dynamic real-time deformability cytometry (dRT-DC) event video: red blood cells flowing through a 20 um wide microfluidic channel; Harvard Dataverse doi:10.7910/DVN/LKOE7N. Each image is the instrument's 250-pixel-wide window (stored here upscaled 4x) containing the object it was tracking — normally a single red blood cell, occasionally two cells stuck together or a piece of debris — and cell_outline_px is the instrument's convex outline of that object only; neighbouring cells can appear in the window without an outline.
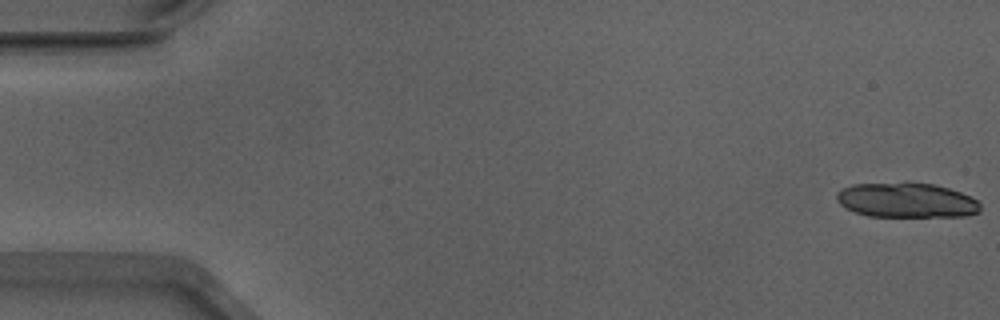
{"species": "Egyptian fruit bat (a non-hibernating species)", "species_latin": "Rousettus aegyptiacus", "temperature_condition": "warm", "stored_images_in_passage": 16, "camera_frame_rate_fps": 3000, "um_per_image_px": 0.085, "animal": {"sex": "male"}, "frame": {"image": 1, "passage_image": 1, "time_ms": 0.0, "image_size_px": [1000, 320], "cell_outline_px": [[980, 212], [968, 216], [868, 216], [844, 208], [836, 200], [836, 192], [852, 184], [936, 184], [960, 192], [976, 200], [980, 204]], "centroid_in_image_um": [77.04, 17.04], "position_along_channel_um": 8.0, "area_um2": 28.67}}